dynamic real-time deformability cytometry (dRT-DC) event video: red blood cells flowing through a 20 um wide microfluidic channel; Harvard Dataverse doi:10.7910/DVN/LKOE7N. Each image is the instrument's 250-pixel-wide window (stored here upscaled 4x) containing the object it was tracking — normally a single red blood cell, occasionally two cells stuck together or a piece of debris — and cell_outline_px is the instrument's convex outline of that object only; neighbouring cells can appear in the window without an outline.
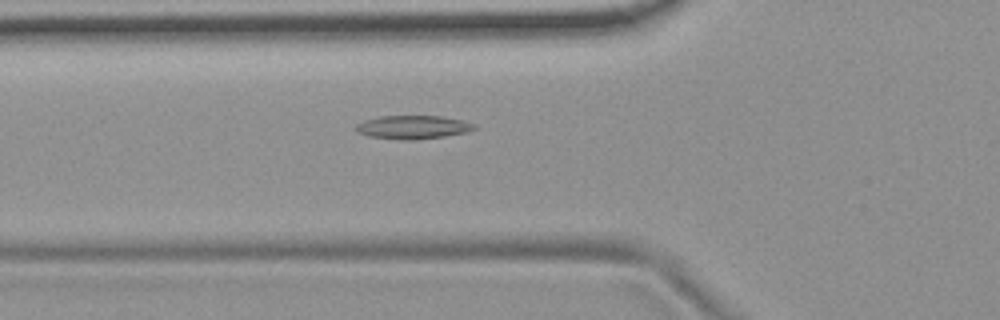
{"species": "common noctule bat (a hibernating species)", "species_latin": "Nyctalus noctula", "temperature_condition": "room temperature", "stored_images_in_passage": 55, "camera_frame_rate_fps": 3000, "um_per_image_px": 0.085, "animal": {"sex": "female", "body_mass_g": 19.9}, "frame": {"image": 1, "passage_image": 20, "time_ms": 6.333, "image_size_px": [1000, 320], "cell_outline_px": [[476, 128], [468, 132], [444, 136], [416, 140], [396, 140], [368, 136], [352, 128], [356, 124], [364, 120], [380, 116], [440, 116], [460, 120], [476, 124]], "centroid_in_image_um": [35.07, 10.82], "position_along_channel_um": 90.7, "area_um2": 16.3}}
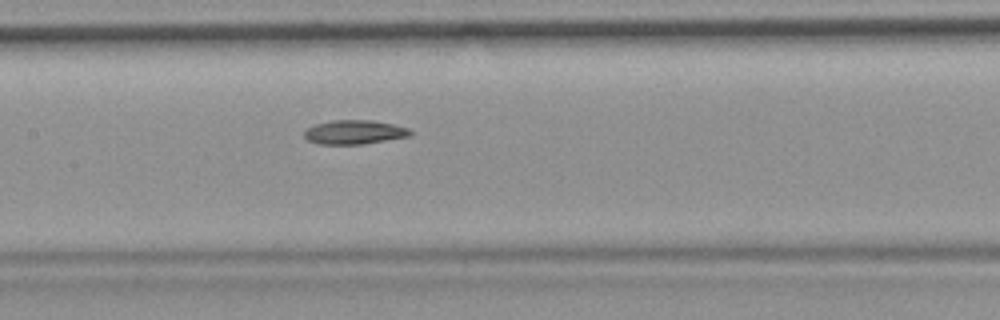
{"frame": {"image": 2, "passage_image": 27, "time_ms": 8.667, "image_size_px": [1000, 320], "cell_outline_px": [[412, 136], [360, 144], [316, 144], [308, 140], [304, 136], [304, 132], [308, 128], [316, 124], [332, 120], [372, 120], [392, 124], [408, 128], [412, 132]], "centroid_in_image_um": [30.12, 11.23], "position_along_channel_um": 177.3, "area_um2": 14.8}}
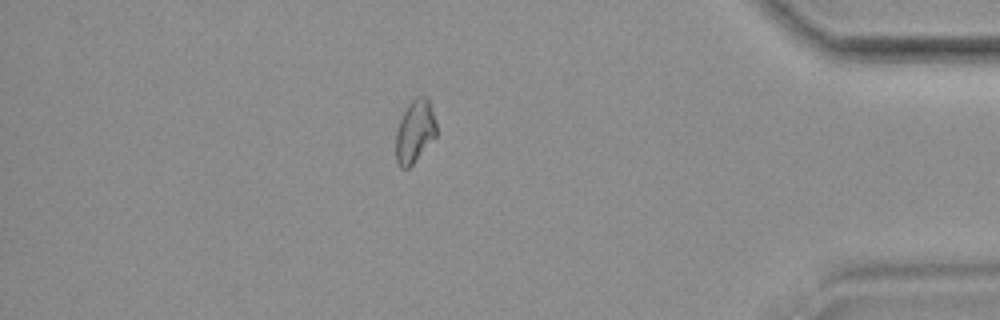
{"frame": {"image": 3, "passage_image": 48, "time_ms": 15.667, "image_size_px": [1000, 320], "cell_outline_px": [[436, 136], [412, 164], [408, 168], [400, 168], [396, 160], [396, 132], [400, 120], [408, 104], [416, 96], [428, 96], [432, 108], [436, 124]], "centroid_in_image_um": [35.26, 11.14], "position_along_channel_um": 399.9, "area_um2": 14.74}, "authors_computed_cell_mechanics": {"area_um2": 15.3748, "velocity_mm_per_s": 3.7021, "shape_relaxation_time_tau1_ms": null, "shape_relaxation_time_tau2_ms": 6.6192, "deformation_change_tau1": null, "deformation_change_tau2": 0.1073}}